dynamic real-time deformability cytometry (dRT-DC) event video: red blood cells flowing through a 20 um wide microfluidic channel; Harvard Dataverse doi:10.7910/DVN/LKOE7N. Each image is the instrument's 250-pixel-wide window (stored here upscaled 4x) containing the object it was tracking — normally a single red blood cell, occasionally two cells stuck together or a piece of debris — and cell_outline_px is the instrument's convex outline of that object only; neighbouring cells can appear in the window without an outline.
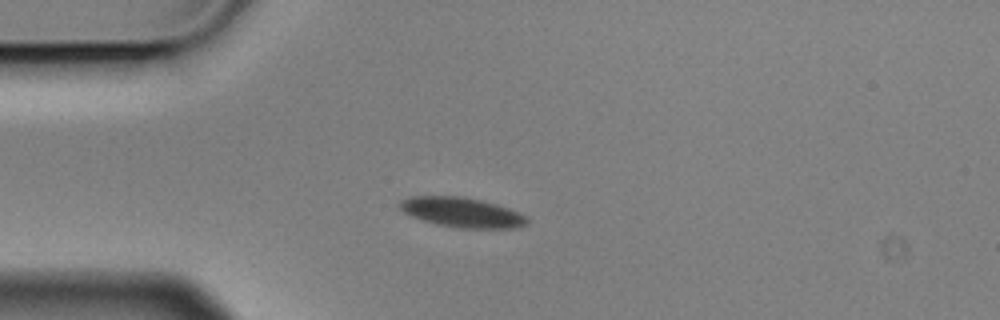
{"species": "Egyptian fruit bat (a non-hibernating species)", "species_latin": "Rousettus aegyptiacus", "temperature_condition": "cold", "stored_images_in_passage": 10, "camera_frame_rate_fps": 3000, "um_per_image_px": 0.085, "animal": {"sex": "male"}, "frame": {"image": 1, "passage_image": 3, "time_ms": 0.667, "image_size_px": [1000, 320], "cell_outline_px": [[528, 224], [516, 228], [456, 228], [436, 224], [412, 216], [404, 212], [396, 204], [400, 200], [412, 196], [460, 196], [480, 200], [496, 204], [508, 208], [528, 216]], "centroid_in_image_um": [39.27, 18.05], "position_along_channel_um": 45.7, "area_um2": 22.2}}
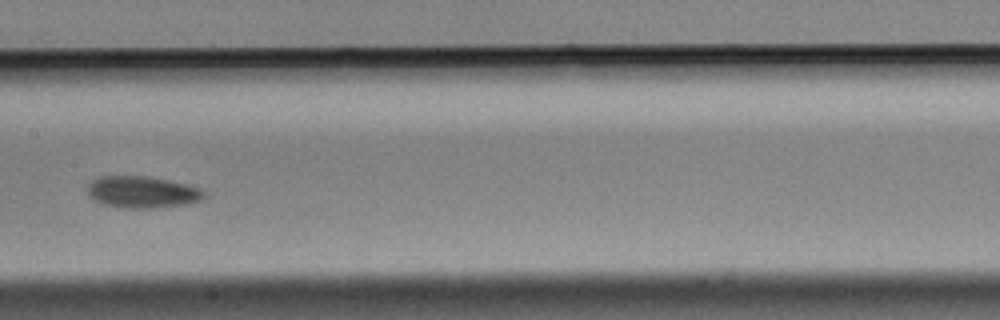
{"frame": {"image": 2, "passage_image": 7, "time_ms": 2.0, "image_size_px": [1000, 320], "cell_outline_px": [[208, 196], [200, 200], [184, 204], [152, 208], [124, 208], [104, 204], [88, 196], [88, 184], [92, 180], [100, 176], [148, 176], [184, 184], [200, 188]], "centroid_in_image_um": [12.07, 16.32], "position_along_channel_um": 195.3, "area_um2": 21.39}}
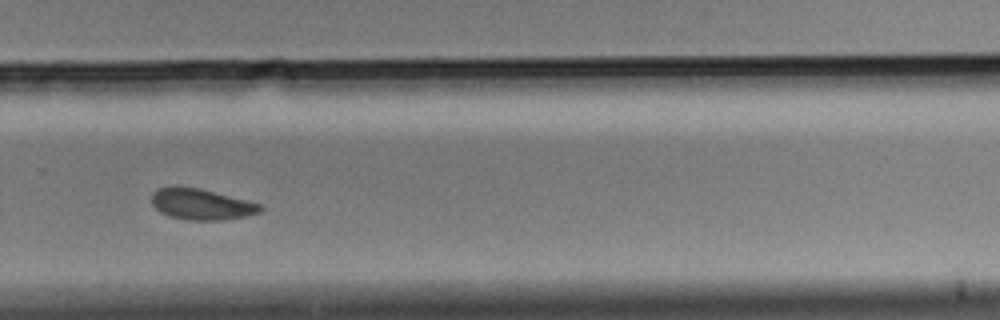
{"frame": {"image": 3, "passage_image": 10, "time_ms": 3.0, "image_size_px": [1000, 320], "cell_outline_px": [[264, 208], [260, 212], [248, 216], [224, 220], [188, 220], [168, 216], [160, 212], [152, 204], [152, 192], [160, 188], [200, 188], [260, 204]], "centroid_in_image_um": [17.14, 17.39], "position_along_channel_um": 312.7, "area_um2": 19.31}}